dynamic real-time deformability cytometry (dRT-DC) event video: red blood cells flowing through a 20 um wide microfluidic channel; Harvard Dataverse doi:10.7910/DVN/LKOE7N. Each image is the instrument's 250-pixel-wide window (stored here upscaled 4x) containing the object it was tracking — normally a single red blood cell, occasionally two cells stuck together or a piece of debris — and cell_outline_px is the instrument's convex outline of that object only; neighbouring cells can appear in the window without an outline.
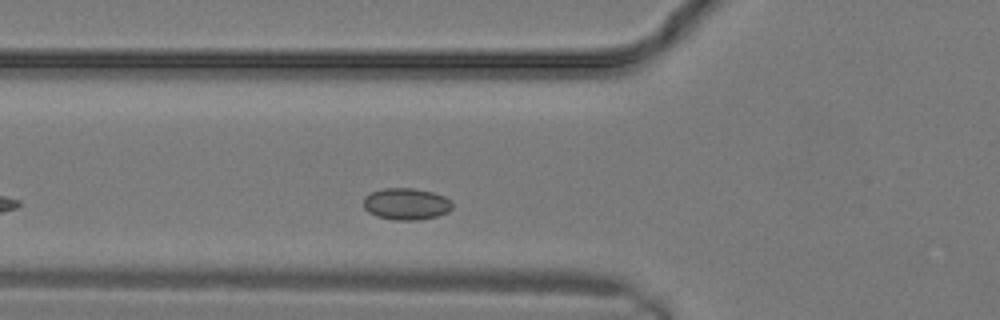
{"species": "common noctule bat (a hibernating species)", "species_latin": "Nyctalus noctula", "temperature_condition": "warm", "stored_images_in_passage": 8, "camera_frame_rate_fps": 3000, "um_per_image_px": 0.085, "animal": {"sex": "male", "body_mass_g": 19.2, "forearm_length_mm": 51.8}, "frame": {"image": 1, "passage_image": 3, "time_ms": 0.667, "image_size_px": [1000, 320], "cell_outline_px": [[452, 208], [448, 212], [436, 216], [416, 220], [396, 220], [376, 216], [368, 212], [364, 208], [364, 196], [372, 192], [384, 188], [412, 188], [432, 192], [444, 196], [452, 200]], "centroid_in_image_um": [34.53, 17.33], "position_along_channel_um": 91.3, "area_um2": 16.42}}
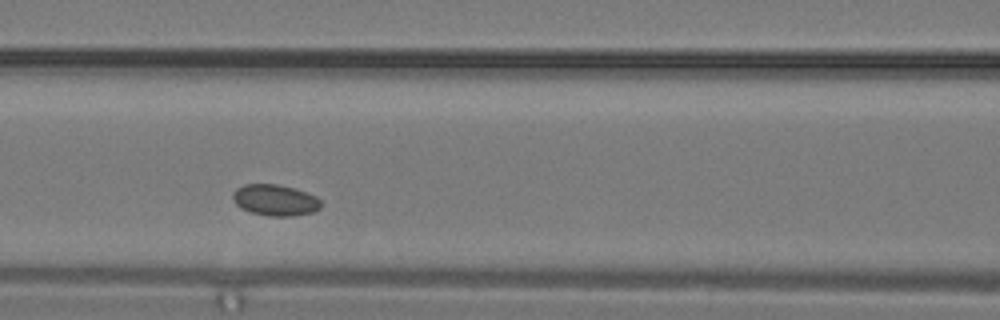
{"frame": {"image": 2, "passage_image": 5, "time_ms": 1.333, "image_size_px": [1000, 320], "cell_outline_px": [[320, 208], [312, 212], [292, 216], [268, 216], [252, 212], [240, 208], [232, 200], [232, 196], [236, 188], [244, 184], [276, 184], [292, 188], [316, 196], [320, 200]], "centroid_in_image_um": [23.35, 17.01], "position_along_channel_um": 143.3, "area_um2": 15.9}}
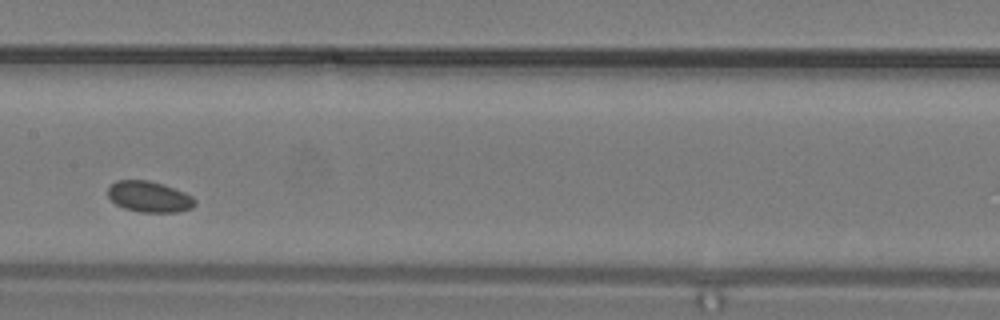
{"frame": {"image": 3, "passage_image": 7, "time_ms": 2.0, "image_size_px": [1000, 320], "cell_outline_px": [[196, 204], [192, 208], [180, 212], [140, 212], [124, 208], [116, 204], [108, 196], [108, 188], [116, 180], [148, 180], [164, 184], [184, 192], [192, 196], [196, 200]], "centroid_in_image_um": [12.71, 16.72], "position_along_channel_um": 194.7, "area_um2": 15.78}}